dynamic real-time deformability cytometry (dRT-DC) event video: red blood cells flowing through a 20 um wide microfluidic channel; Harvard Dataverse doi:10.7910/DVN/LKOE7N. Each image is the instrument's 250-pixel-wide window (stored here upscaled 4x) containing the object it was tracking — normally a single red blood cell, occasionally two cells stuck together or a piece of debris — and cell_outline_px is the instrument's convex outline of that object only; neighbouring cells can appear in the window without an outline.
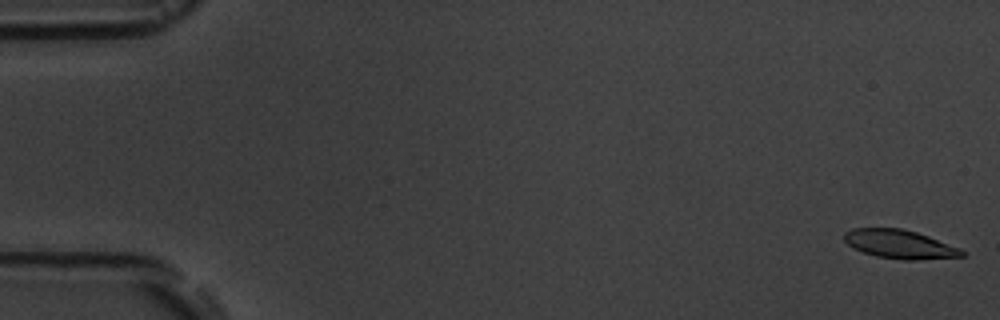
{"species": "common noctule bat (a hibernating species)", "species_latin": "Nyctalus noctula", "temperature_condition": "room temperature", "stored_images_in_passage": 9, "camera_frame_rate_fps": 3000, "um_per_image_px": 0.085, "animal": {"sex": "male", "body_mass_g": 19.5, "forearm_length_mm": 54.6}, "frame": {"image": 1, "passage_image": 1, "time_ms": 0.0, "image_size_px": [1000, 320], "cell_outline_px": [[964, 256], [916, 260], [904, 260], [876, 256], [852, 248], [844, 240], [844, 232], [852, 228], [900, 228], [916, 232], [928, 236], [960, 248], [964, 252]], "centroid_in_image_um": [76.45, 20.75], "position_along_channel_um": 8.6, "area_um2": 19.59}}
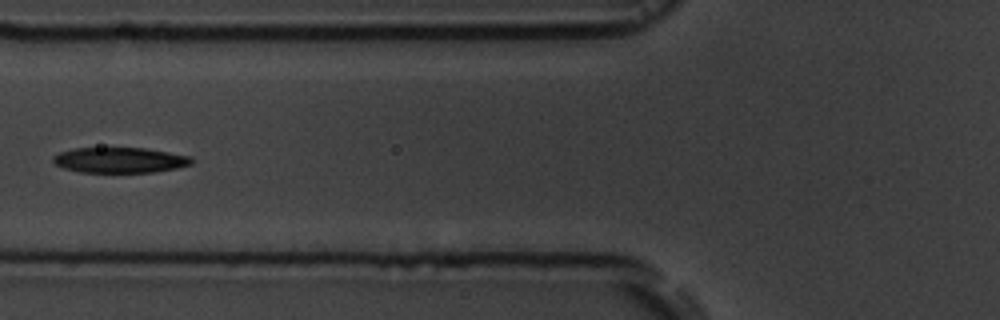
{"frame": {"image": 2, "passage_image": 7, "time_ms": 7.0, "image_size_px": [1000, 320], "cell_outline_px": [[192, 164], [176, 168], [152, 172], [80, 172], [64, 168], [56, 164], [52, 160], [52, 156], [60, 152], [76, 148], [144, 148], [192, 156]], "centroid_in_image_um": [10.18, 13.6], "position_along_channel_um": 115.6, "area_um2": 20.4}}
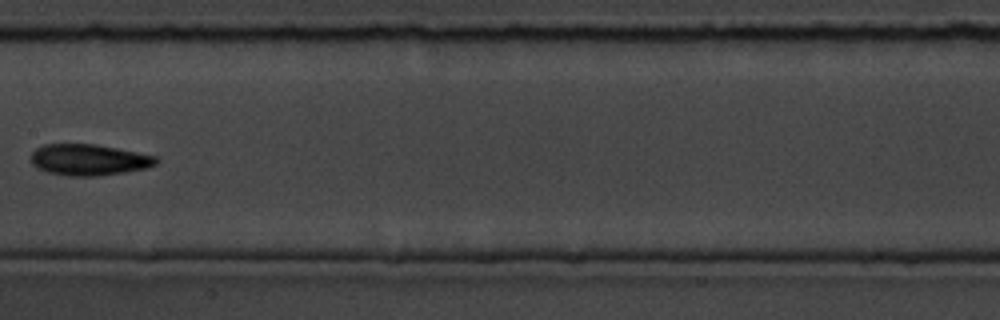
{"frame": {"image": 3, "passage_image": 9, "time_ms": 9.333, "image_size_px": [1000, 320], "cell_outline_px": [[156, 164], [148, 168], [124, 172], [96, 176], [68, 176], [48, 172], [36, 168], [32, 164], [32, 152], [36, 148], [44, 144], [96, 144], [156, 156]], "centroid_in_image_um": [7.53, 13.58], "position_along_channel_um": 199.9, "area_um2": 22.66}}